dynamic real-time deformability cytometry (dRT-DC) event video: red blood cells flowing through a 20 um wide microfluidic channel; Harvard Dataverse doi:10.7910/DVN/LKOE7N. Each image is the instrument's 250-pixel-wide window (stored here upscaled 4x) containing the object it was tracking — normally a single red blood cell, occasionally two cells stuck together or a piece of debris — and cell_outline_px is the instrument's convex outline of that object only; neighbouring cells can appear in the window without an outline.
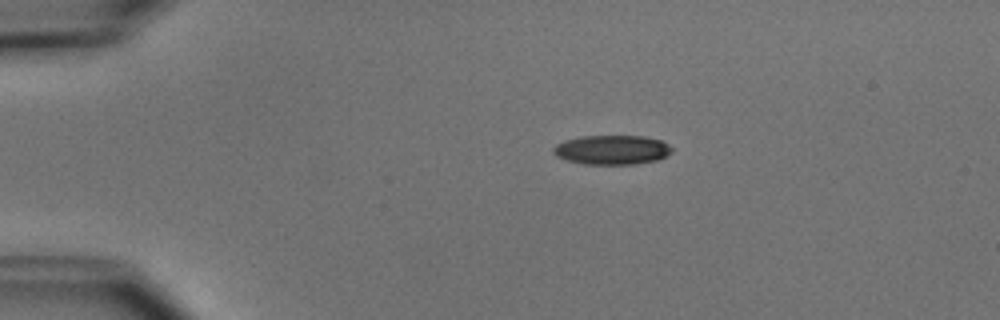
{"species": "common noctule bat (a hibernating species)", "species_latin": "Nyctalus noctula", "temperature_condition": "cold", "stored_images_in_passage": 2, "camera_frame_rate_fps": 3000, "um_per_image_px": 0.085, "animal": {"sex": "male", "body_mass_g": 15.6}, "frame": {"image": 1, "passage_image": 1, "time_ms": 0.0, "image_size_px": [1000, 320], "cell_outline_px": [[672, 152], [656, 160], [632, 164], [584, 164], [568, 160], [556, 156], [552, 152], [552, 148], [556, 144], [564, 140], [580, 136], [644, 136], [660, 140], [668, 144], [672, 148]], "centroid_in_image_um": [51.98, 12.73], "position_along_channel_um": 33.0, "area_um2": 20.23}}